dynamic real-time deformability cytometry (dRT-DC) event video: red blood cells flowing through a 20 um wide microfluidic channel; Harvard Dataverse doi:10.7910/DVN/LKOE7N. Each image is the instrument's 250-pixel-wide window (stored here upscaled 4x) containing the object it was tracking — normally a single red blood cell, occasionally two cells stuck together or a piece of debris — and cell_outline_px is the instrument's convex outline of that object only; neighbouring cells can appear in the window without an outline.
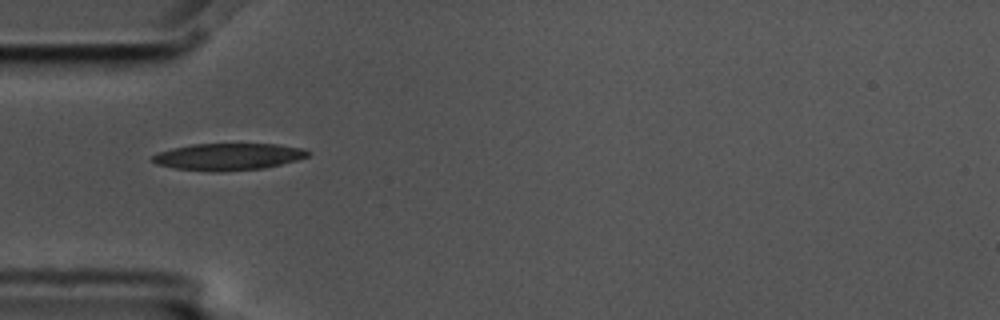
{"species": "common noctule bat (a hibernating species)", "species_latin": "Nyctalus noctula", "temperature_condition": "cold", "stored_images_in_passage": 5, "camera_frame_rate_fps": 3000, "um_per_image_px": 0.085, "animal": {"sex": "male", "body_mass_g": 17.5, "forearm_length_mm": 52.3}, "frame": {"image": 1, "passage_image": 5, "time_ms": 1.333, "image_size_px": [1000, 320], "cell_outline_px": [[308, 156], [296, 160], [264, 168], [220, 172], [212, 172], [176, 168], [156, 164], [152, 160], [152, 156], [156, 152], [172, 148], [192, 144], [276, 144], [304, 148], [308, 152]], "centroid_in_image_um": [19.36, 13.32], "position_along_channel_um": 65.6, "area_um2": 24.33}}